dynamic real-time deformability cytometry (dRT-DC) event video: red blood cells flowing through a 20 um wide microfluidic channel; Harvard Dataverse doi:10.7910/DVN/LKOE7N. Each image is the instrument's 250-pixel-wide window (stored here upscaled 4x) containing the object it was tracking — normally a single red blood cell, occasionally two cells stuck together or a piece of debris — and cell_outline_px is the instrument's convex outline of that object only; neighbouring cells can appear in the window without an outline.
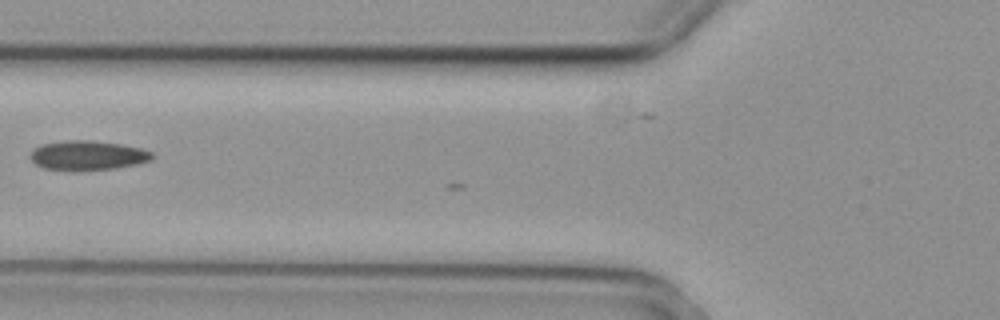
{"species": "common noctule bat (a hibernating species)", "species_latin": "Nyctalus noctula", "temperature_condition": "cold", "stored_images_in_passage": 4, "camera_frame_rate_fps": 3000, "um_per_image_px": 0.085, "animal": {"sex": "female", "body_mass_g": 29.2, "forearm_length_mm": 56.3}, "frame": {"image": 1, "passage_image": 3, "time_ms": 0.667, "image_size_px": [1000, 320], "cell_outline_px": [[156, 156], [152, 160], [136, 164], [116, 168], [80, 172], [72, 172], [44, 168], [36, 164], [28, 156], [36, 148], [44, 144], [68, 140], [88, 140], [120, 144], [140, 148], [152, 152]], "centroid_in_image_um": [7.47, 13.24], "position_along_channel_um": 118.3, "area_um2": 21.21}}